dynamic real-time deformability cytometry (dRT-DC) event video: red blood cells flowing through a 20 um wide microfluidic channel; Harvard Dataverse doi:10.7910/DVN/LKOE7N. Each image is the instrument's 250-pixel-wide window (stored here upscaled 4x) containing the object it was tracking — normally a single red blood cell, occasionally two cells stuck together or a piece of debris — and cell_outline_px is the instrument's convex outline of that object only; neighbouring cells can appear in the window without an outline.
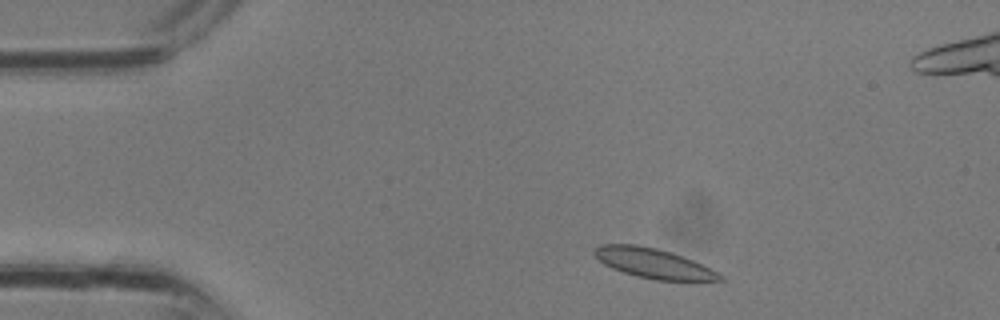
{"species": "common noctule bat (a hibernating species)", "species_latin": "Nyctalus noctula", "temperature_condition": "room temperature", "stored_images_in_passage": 19, "camera_frame_rate_fps": 3000, "um_per_image_px": 0.085, "animal": {"sex": "male", "body_mass_g": 13.3}, "frame": {"image": 1, "passage_image": 3, "time_ms": 0.667, "image_size_px": [1000, 320], "cell_outline_px": [[724, 280], [656, 280], [636, 276], [612, 268], [604, 264], [592, 252], [592, 248], [600, 244], [636, 244], [656, 248], [692, 260], [716, 272]], "centroid_in_image_um": [55.43, 22.36], "position_along_channel_um": 29.6, "area_um2": 21.27}}
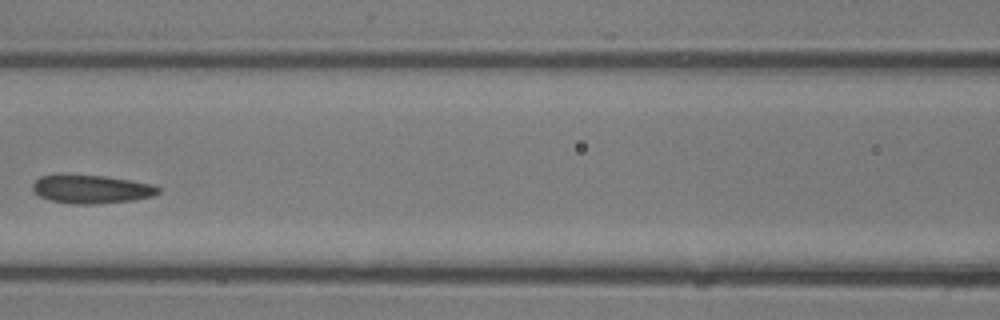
{"frame": {"image": 2, "passage_image": 12, "time_ms": 3.667, "image_size_px": [1000, 320], "cell_outline_px": [[160, 192], [152, 196], [136, 200], [96, 204], [72, 204], [48, 200], [40, 196], [32, 188], [32, 184], [40, 176], [104, 176], [152, 184], [160, 188]], "centroid_in_image_um": [7.8, 16.11], "position_along_channel_um": 158.8, "area_um2": 20.46}}
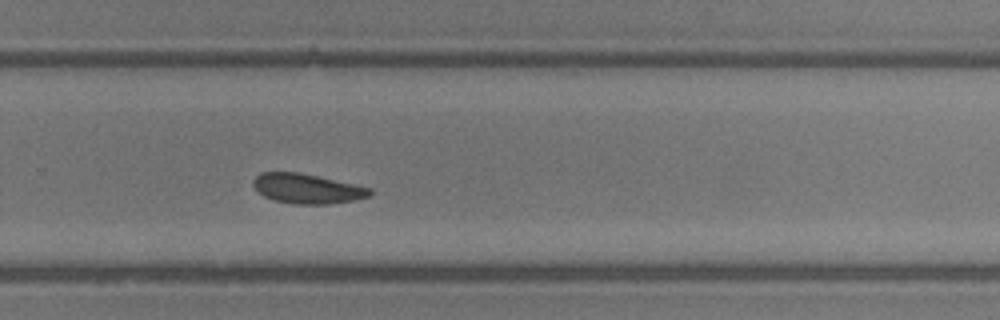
{"frame": {"image": 3, "passage_image": 19, "time_ms": 6.0, "image_size_px": [1000, 320], "cell_outline_px": [[372, 192], [368, 196], [356, 200], [332, 204], [292, 204], [272, 200], [264, 196], [252, 184], [252, 180], [260, 172], [300, 172], [372, 188]], "centroid_in_image_um": [26.1, 16.04], "position_along_channel_um": 303.7, "area_um2": 20.35}}